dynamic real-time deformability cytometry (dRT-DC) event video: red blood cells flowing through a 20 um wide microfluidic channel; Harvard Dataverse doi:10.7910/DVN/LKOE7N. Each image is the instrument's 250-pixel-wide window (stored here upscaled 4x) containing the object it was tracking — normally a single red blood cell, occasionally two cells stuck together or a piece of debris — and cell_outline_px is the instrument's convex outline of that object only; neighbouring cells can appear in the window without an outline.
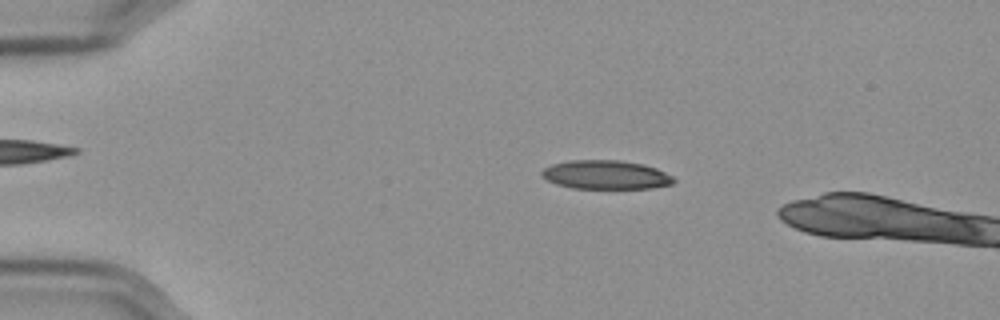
{"species": "Egyptian fruit bat (a non-hibernating species)", "species_latin": "Rousettus aegyptiacus", "temperature_condition": "cold", "stored_images_in_passage": 15, "camera_frame_rate_fps": 3000, "um_per_image_px": 0.085, "frame": {"image": 1, "passage_image": 11, "time_ms": 3.333, "image_size_px": [1000, 320], "cell_outline_px": [[676, 180], [672, 184], [652, 188], [572, 188], [556, 184], [540, 176], [540, 172], [544, 168], [552, 164], [572, 160], [620, 160], [644, 164], [656, 168], [672, 176]], "centroid_in_image_um": [51.48, 14.85], "position_along_channel_um": 33.5, "area_um2": 22.2}}